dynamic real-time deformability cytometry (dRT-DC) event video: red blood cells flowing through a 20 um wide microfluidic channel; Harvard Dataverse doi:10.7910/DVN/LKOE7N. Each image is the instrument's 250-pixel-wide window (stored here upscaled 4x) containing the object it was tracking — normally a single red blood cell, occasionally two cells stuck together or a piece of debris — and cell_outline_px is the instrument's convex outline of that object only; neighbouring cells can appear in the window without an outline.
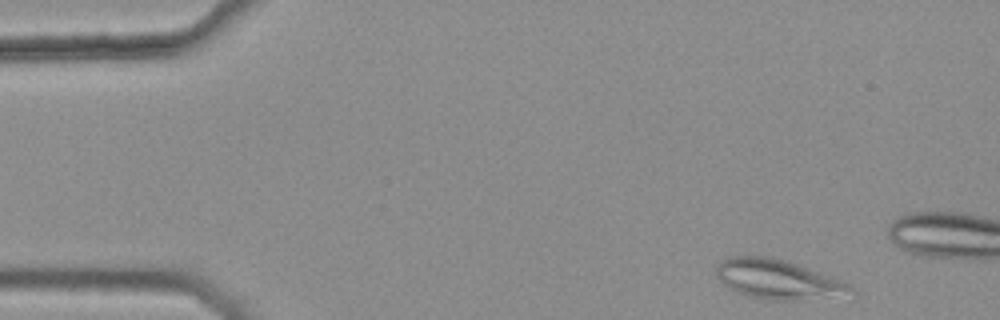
{"species": "common noctule bat (a hibernating species)", "species_latin": "Nyctalus noctula", "temperature_condition": "warm", "stored_images_in_passage": 4, "camera_frame_rate_fps": 3000, "um_per_image_px": 0.085, "animal": {"sex": "female", "body_mass_g": 25.1}, "frame": {"image": 1, "passage_image": 1, "time_ms": 0.0, "image_size_px": [1000, 320], "cell_outline_px": [[856, 296], [796, 300], [772, 300], [744, 296], [728, 288], [716, 276], [716, 268], [728, 256], [768, 256], [784, 260], [796, 264], [840, 280], [848, 284], [856, 292]], "centroid_in_image_um": [66.15, 23.78], "position_along_channel_um": 18.8, "area_um2": 31.04}}